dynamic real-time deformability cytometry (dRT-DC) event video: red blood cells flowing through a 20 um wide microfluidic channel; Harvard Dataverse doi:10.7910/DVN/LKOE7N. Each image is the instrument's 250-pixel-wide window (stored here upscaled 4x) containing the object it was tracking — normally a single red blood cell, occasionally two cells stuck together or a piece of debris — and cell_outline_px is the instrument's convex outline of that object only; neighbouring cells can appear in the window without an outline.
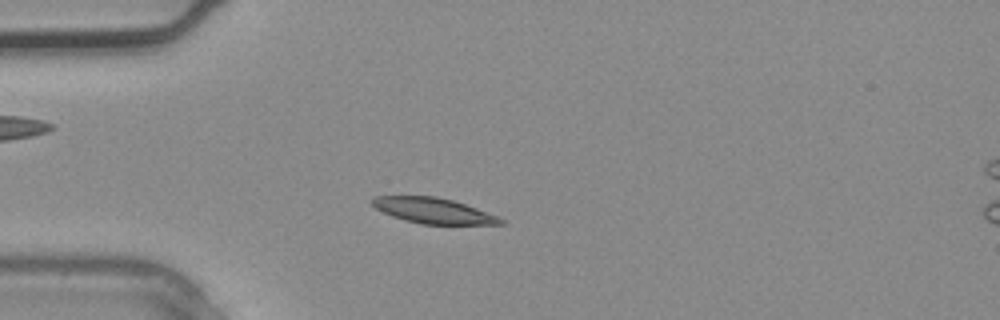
{"species": "common noctule bat (a hibernating species)", "species_latin": "Nyctalus noctula", "temperature_condition": "warm", "stored_images_in_passage": 2, "camera_frame_rate_fps": 3000, "um_per_image_px": 0.085, "animal": {"sex": "male", "body_mass_g": 20.4}, "frame": {"image": 1, "passage_image": 2, "time_ms": 0.333, "image_size_px": [1000, 320], "cell_outline_px": [[504, 224], [420, 224], [404, 220], [392, 216], [376, 208], [368, 200], [372, 196], [436, 196], [452, 200], [476, 208], [496, 216], [504, 220]], "centroid_in_image_um": [36.77, 17.9], "position_along_channel_um": 48.2, "area_um2": 18.96}}